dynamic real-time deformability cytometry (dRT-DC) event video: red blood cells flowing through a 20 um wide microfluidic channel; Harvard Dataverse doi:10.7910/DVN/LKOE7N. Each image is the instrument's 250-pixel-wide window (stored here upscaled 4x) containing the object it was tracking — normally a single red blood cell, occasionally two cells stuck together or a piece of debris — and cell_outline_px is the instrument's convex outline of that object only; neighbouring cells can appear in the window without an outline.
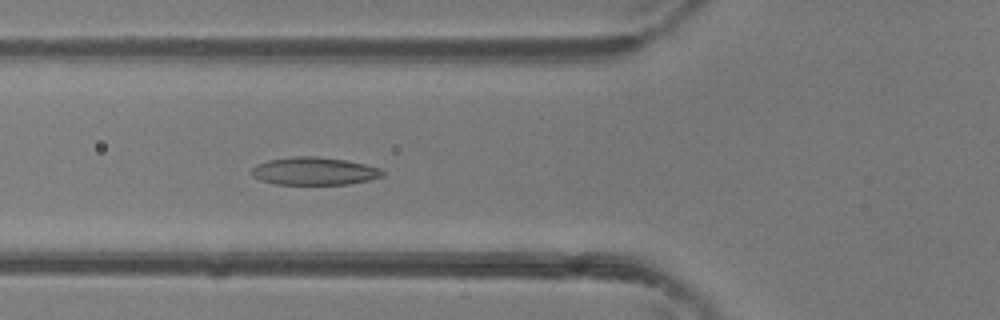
{"species": "common noctule bat (a hibernating species)", "species_latin": "Nyctalus noctula", "temperature_condition": "room temperature", "stored_images_in_passage": 47, "camera_frame_rate_fps": 3000, "um_per_image_px": 0.085, "animal": {"sex": "female"}, "frame": {"image": 1, "passage_image": 17, "time_ms": 5.333, "image_size_px": [1000, 320], "cell_outline_px": [[384, 176], [368, 180], [348, 184], [276, 184], [260, 180], [252, 176], [252, 168], [256, 164], [268, 160], [292, 156], [316, 156], [344, 160], [364, 164], [380, 168], [384, 172]], "centroid_in_image_um": [26.69, 14.54], "position_along_channel_um": 99.1, "area_um2": 21.15}}
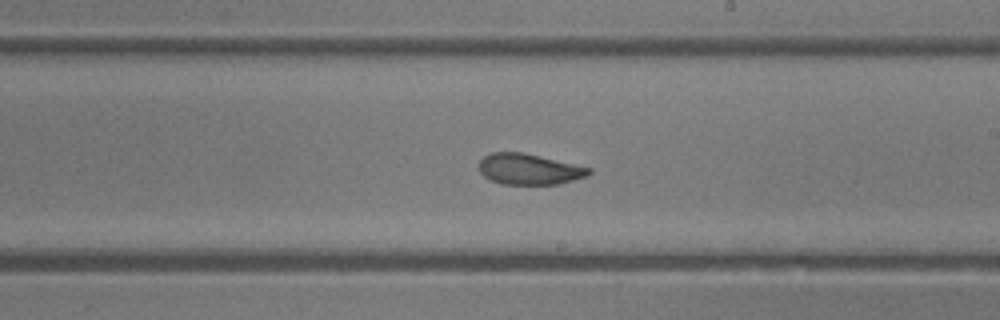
{"frame": {"image": 2, "passage_image": 27, "time_ms": 8.667, "image_size_px": [1000, 320], "cell_outline_px": [[592, 172], [588, 176], [560, 184], [504, 184], [492, 180], [484, 176], [480, 172], [476, 164], [488, 152], [524, 152], [592, 168]], "centroid_in_image_um": [44.97, 14.37], "position_along_channel_um": 244.0, "area_um2": 20.0}}
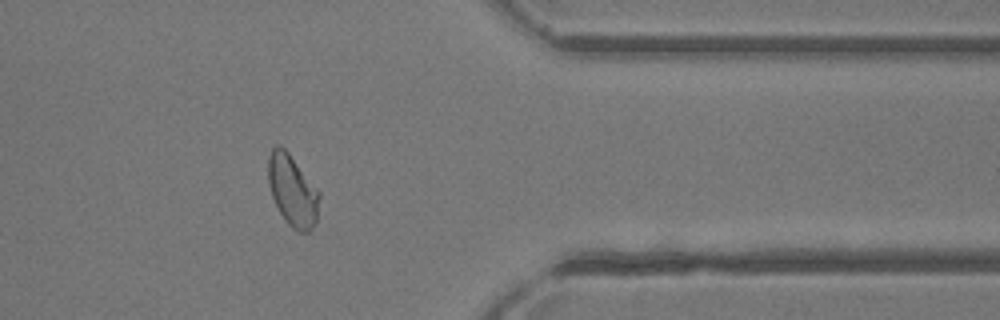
{"frame": {"image": 3, "passage_image": 38, "time_ms": 12.333, "image_size_px": [1000, 320], "cell_outline_px": [[320, 196], [316, 224], [308, 232], [300, 232], [292, 228], [288, 224], [280, 212], [272, 196], [268, 184], [268, 156], [272, 148], [276, 144], [280, 144], [288, 152], [320, 192]], "centroid_in_image_um": [24.86, 16.19], "position_along_channel_um": 386.5, "area_um2": 21.27}, "authors_computed_cell_mechanics": {"area_um2": 21.5016, "velocity_mm_per_s": 4.3397, "shape_relaxation_time_tau1_ms": 4.2868, "shape_relaxation_time_tau2_ms": 1.3794, "deformation_change_tau1": 0.1493, "deformation_change_tau2": 0.0607}}